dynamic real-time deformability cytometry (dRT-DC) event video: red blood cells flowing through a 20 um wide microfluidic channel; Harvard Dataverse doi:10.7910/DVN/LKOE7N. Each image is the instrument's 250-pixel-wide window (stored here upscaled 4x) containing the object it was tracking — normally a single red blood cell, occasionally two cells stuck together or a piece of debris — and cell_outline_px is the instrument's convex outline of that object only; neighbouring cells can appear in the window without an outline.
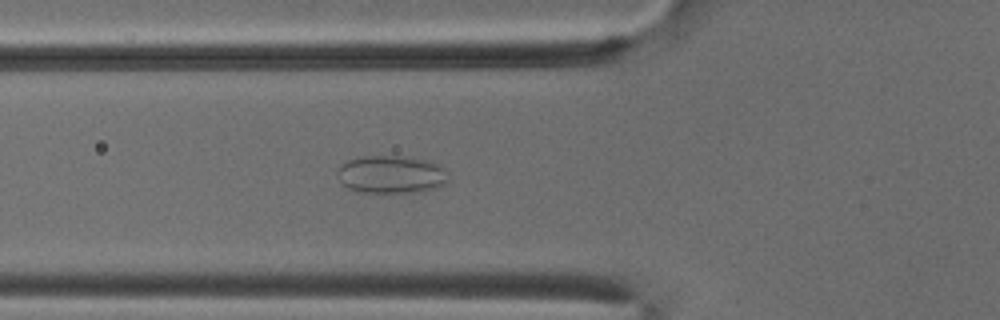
{"species": "common noctule bat (a hibernating species)", "species_latin": "Nyctalus noctula", "temperature_condition": "cold", "stored_images_in_passage": 49, "camera_frame_rate_fps": 3000, "um_per_image_px": 0.085, "animal": {"sex": "male", "body_mass_g": 18.8}, "frame": {"image": 1, "passage_image": 15, "time_ms": 4.667, "image_size_px": [1000, 320], "cell_outline_px": [[444, 184], [432, 188], [412, 192], [360, 192], [348, 188], [336, 176], [336, 172], [340, 164], [348, 160], [360, 156], [396, 156], [424, 160], [440, 164], [444, 168]], "centroid_in_image_um": [33.15, 14.81], "position_along_channel_um": 92.7, "area_um2": 23.99}}
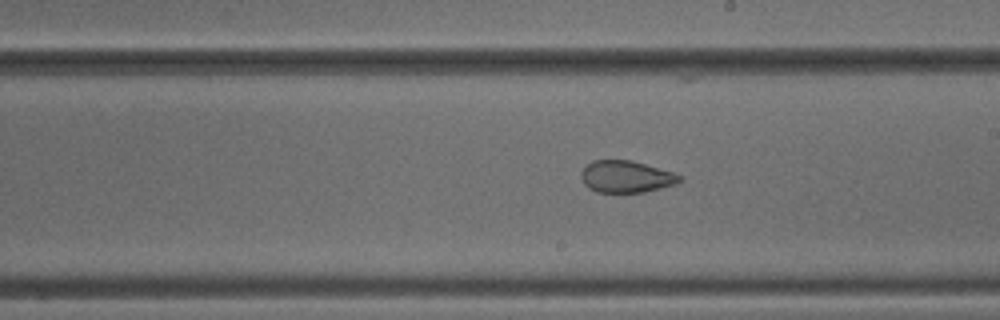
{"frame": {"image": 2, "passage_image": 26, "time_ms": 8.333, "image_size_px": [1000, 320], "cell_outline_px": [[684, 180], [676, 184], [644, 192], [596, 192], [588, 188], [584, 184], [580, 176], [580, 172], [592, 160], [632, 160], [672, 172], [680, 176]], "centroid_in_image_um": [53.2, 15.02], "position_along_channel_um": 235.8, "area_um2": 18.32}}
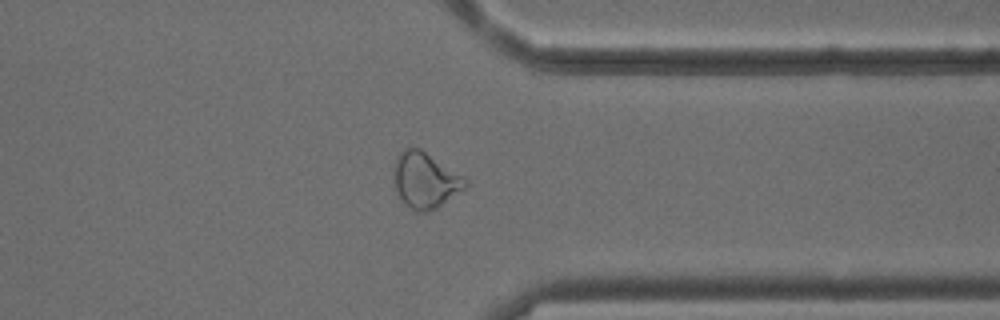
{"frame": {"image": 3, "passage_image": 37, "time_ms": 12.0, "image_size_px": [1000, 320], "cell_outline_px": [[468, 184], [464, 188], [436, 208], [428, 212], [416, 212], [400, 196], [396, 188], [392, 176], [392, 172], [396, 156], [404, 148], [420, 148], [468, 180]], "centroid_in_image_um": [36.11, 15.3], "position_along_channel_um": 375.3, "area_um2": 22.83}, "authors_computed_cell_mechanics": {"area_um2": 23.2934, "velocity_mm_per_s": 3.8841, "shape_relaxation_time_tau1_ms": null, "shape_relaxation_time_tau2_ms": 1.3027, "deformation_change_tau1": null, "deformation_change_tau2": 0.0739}}